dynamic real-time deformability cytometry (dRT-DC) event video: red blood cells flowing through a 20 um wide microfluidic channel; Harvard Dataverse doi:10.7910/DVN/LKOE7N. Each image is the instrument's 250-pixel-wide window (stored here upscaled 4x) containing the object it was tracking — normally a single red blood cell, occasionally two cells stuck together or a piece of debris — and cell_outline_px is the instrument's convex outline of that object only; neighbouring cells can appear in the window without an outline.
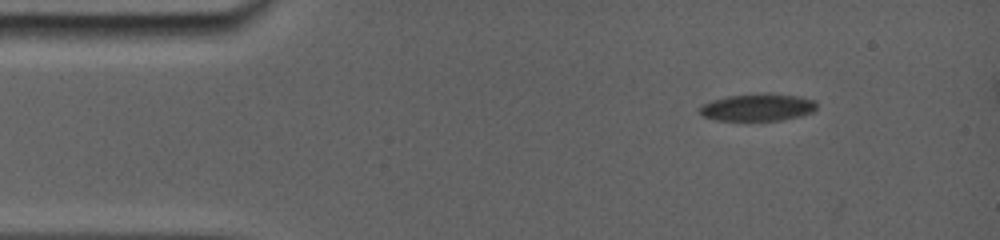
{"species": "common noctule bat (a hibernating species)", "species_latin": "Nyctalus noctula", "temperature_condition": "room temperature", "stored_images_in_passage": 3, "camera_frame_rate_fps": 5000, "um_per_image_px": 0.085, "animal": {"sex": "female", "body_mass_g": 19.0, "forearm_length_mm": 56.7}, "frame": {"image": 1, "passage_image": 1, "time_ms": 0.0, "image_size_px": [1000, 240], "cell_outline_px": [[816, 108], [812, 112], [776, 120], [720, 120], [704, 116], [700, 112], [700, 108], [704, 104], [712, 100], [728, 96], [756, 92], [772, 92], [796, 96], [816, 100]], "centroid_in_image_um": [64.41, 9.08], "position_along_channel_um": 20.6, "area_um2": 18.44}}